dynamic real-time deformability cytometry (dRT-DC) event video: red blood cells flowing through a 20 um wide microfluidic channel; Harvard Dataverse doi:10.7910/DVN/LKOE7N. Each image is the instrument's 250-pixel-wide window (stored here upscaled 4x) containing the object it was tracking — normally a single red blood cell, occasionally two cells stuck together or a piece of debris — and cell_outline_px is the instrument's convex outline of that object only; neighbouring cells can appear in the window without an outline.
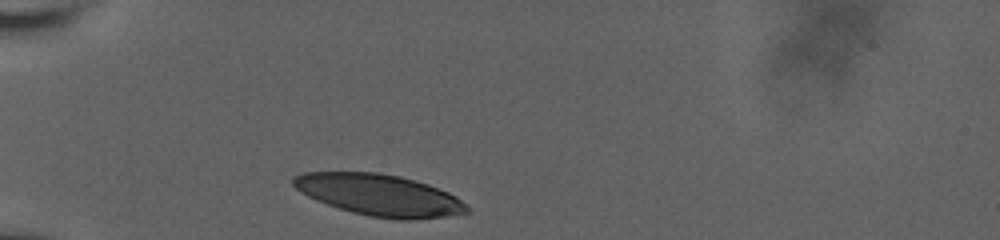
{"species": "human", "species_latin": "Homo sapiens", "temperature_condition": "room temperature", "stored_images_in_passage": 12, "camera_frame_rate_fps": 3000, "um_per_image_px": 0.085, "donor": {"sex": "male"}, "frame": {"image": 1, "passage_image": 1, "time_ms": 0.0, "image_size_px": [1000, 240], "cell_outline_px": [[472, 212], [416, 220], [400, 220], [368, 216], [352, 212], [316, 200], [300, 192], [292, 184], [292, 176], [304, 172], [376, 172], [400, 176], [428, 184], [448, 192], [456, 196]], "centroid_in_image_um": [32.23, 16.57], "position_along_channel_um": 52.8, "area_um2": 41.96}}
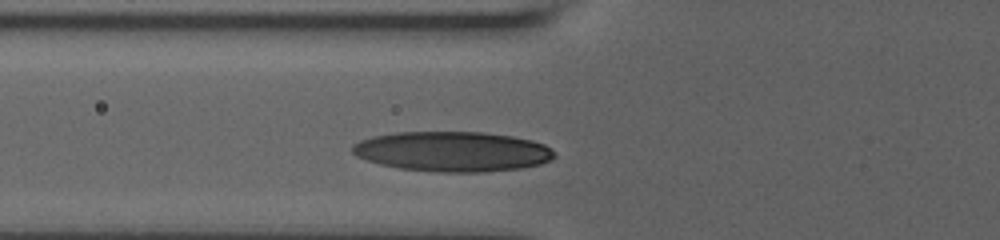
{"frame": {"image": 2, "passage_image": 10, "time_ms": 1.667, "image_size_px": [1000, 240], "cell_outline_px": [[556, 156], [552, 160], [540, 164], [520, 168], [484, 172], [436, 172], [400, 168], [380, 164], [356, 156], [352, 152], [352, 144], [360, 140], [372, 136], [396, 132], [484, 132], [512, 136], [532, 140], [544, 144], [552, 148], [556, 152]], "centroid_in_image_um": [38.49, 12.87], "position_along_channel_um": 87.3, "area_um2": 47.4}}